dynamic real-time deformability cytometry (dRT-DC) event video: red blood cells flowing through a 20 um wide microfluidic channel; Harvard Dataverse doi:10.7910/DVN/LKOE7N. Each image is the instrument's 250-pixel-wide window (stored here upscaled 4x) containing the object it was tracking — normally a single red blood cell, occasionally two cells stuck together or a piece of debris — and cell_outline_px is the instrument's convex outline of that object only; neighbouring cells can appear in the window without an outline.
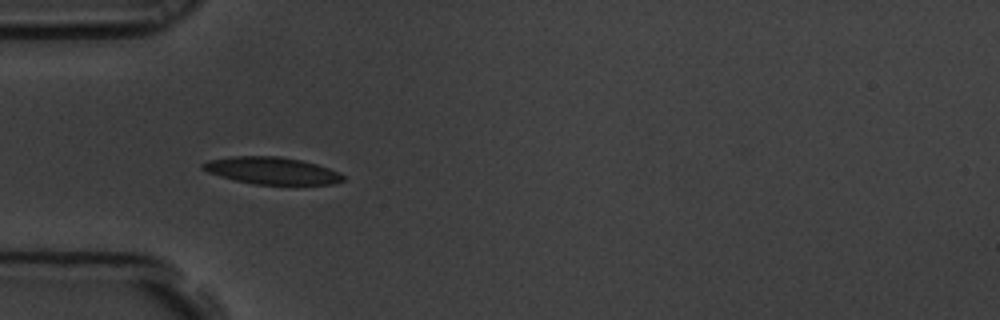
{"species": "common noctule bat (a hibernating species)", "species_latin": "Nyctalus noctula", "temperature_condition": "room temperature", "stored_images_in_passage": 8, "camera_frame_rate_fps": 3000, "um_per_image_px": 0.085, "animal": {"sex": "male", "body_mass_g": 19.5, "forearm_length_mm": 54.6}, "frame": {"image": 1, "passage_image": 6, "time_ms": 1.667, "image_size_px": [1000, 320], "cell_outline_px": [[344, 180], [332, 184], [256, 184], [236, 180], [220, 176], [208, 172], [200, 168], [200, 164], [208, 160], [232, 156], [280, 156], [300, 160], [316, 164], [340, 172], [344, 176]], "centroid_in_image_um": [23.08, 14.49], "position_along_channel_um": 61.9, "area_um2": 22.02}}
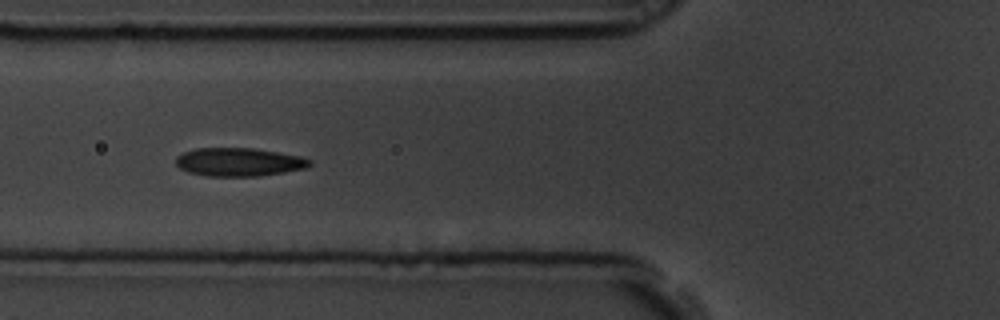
{"frame": {"image": 2, "passage_image": 7, "time_ms": 2.0, "image_size_px": [1000, 320], "cell_outline_px": [[312, 164], [308, 168], [260, 176], [204, 176], [188, 172], [180, 168], [176, 164], [176, 156], [184, 152], [196, 148], [252, 148], [300, 156], [312, 160]], "centroid_in_image_um": [20.31, 13.78], "position_along_channel_um": 105.5, "area_um2": 22.2}}
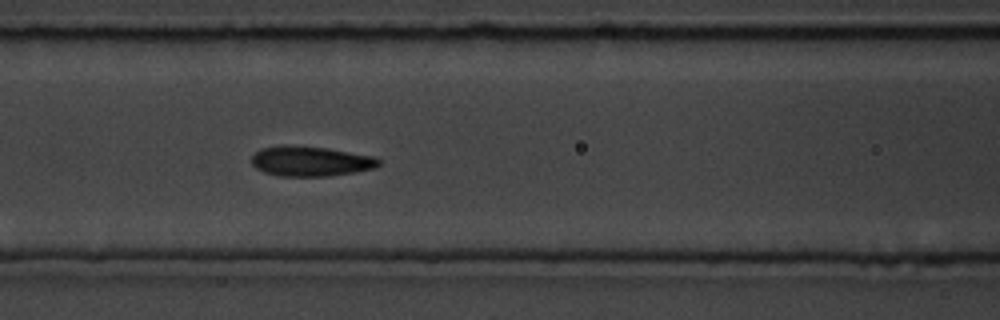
{"frame": {"image": 3, "passage_image": 8, "time_ms": 2.333, "image_size_px": [1000, 320], "cell_outline_px": [[380, 164], [376, 168], [328, 176], [280, 176], [264, 172], [256, 168], [252, 164], [252, 156], [260, 148], [284, 144], [328, 148], [372, 156], [380, 160]], "centroid_in_image_um": [26.37, 13.69], "position_along_channel_um": 140.2, "area_um2": 22.25}}